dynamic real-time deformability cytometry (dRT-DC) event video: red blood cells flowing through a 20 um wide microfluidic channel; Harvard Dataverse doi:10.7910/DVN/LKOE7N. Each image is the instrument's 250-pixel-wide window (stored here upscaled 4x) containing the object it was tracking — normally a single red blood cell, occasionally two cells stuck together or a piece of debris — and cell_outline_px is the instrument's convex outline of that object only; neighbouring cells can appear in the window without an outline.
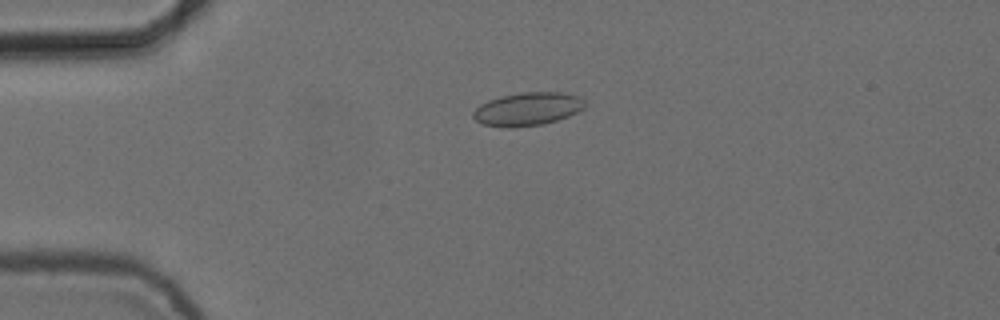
{"species": "common noctule bat (a hibernating species)", "species_latin": "Nyctalus noctula", "temperature_condition": "cold", "stored_images_in_passage": 3, "camera_frame_rate_fps": 3000, "um_per_image_px": 0.085, "animal": {"sex": "female", "body_mass_g": 24.6, "forearm_length_mm": 56.2}, "frame": {"image": 1, "passage_image": 2, "time_ms": 0.333, "image_size_px": [1000, 320], "cell_outline_px": [[584, 108], [568, 116], [544, 124], [508, 128], [484, 124], [476, 120], [472, 116], [472, 112], [480, 104], [488, 100], [500, 96], [520, 92], [560, 92], [580, 96], [584, 100]], "centroid_in_image_um": [44.83, 9.26], "position_along_channel_um": 40.2, "area_um2": 21.62}}